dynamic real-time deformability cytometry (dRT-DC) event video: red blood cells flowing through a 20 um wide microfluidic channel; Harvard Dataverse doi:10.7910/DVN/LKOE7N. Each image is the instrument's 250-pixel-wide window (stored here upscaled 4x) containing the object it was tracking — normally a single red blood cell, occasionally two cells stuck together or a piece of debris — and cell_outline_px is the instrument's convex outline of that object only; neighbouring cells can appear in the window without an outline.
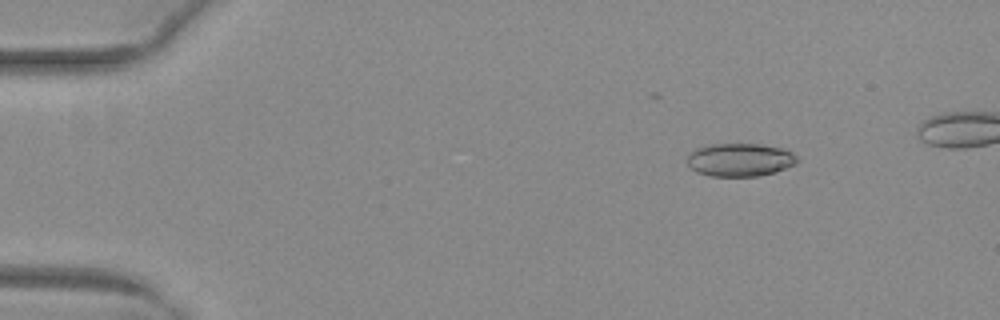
{"species": "common noctule bat (a hibernating species)", "species_latin": "Nyctalus noctula", "temperature_condition": "warm", "stored_images_in_passage": 47, "camera_frame_rate_fps": 3000, "um_per_image_px": 0.085, "animal": {"sex": "female", "body_mass_g": 29.2, "forearm_length_mm": 56.3}, "frame": {"image": 1, "passage_image": 7, "time_ms": 2.0, "image_size_px": [1000, 320], "cell_outline_px": [[796, 164], [776, 172], [756, 176], [712, 176], [696, 172], [688, 164], [688, 152], [696, 148], [712, 144], [760, 144], [784, 148], [792, 152], [796, 156]], "centroid_in_image_um": [62.89, 13.58], "position_along_channel_um": 22.1, "area_um2": 21.27}}
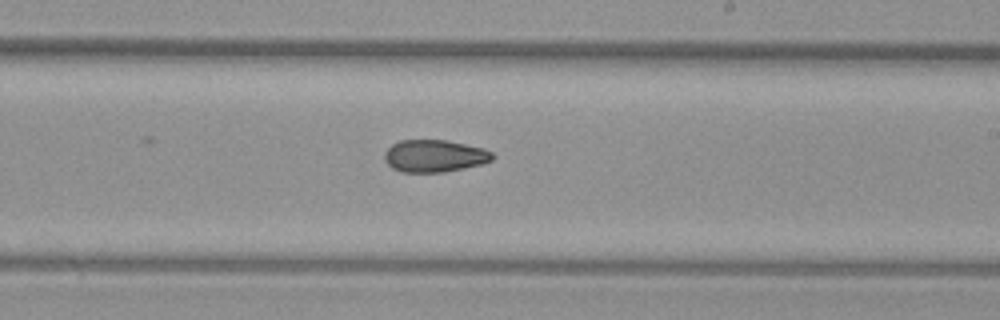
{"frame": {"image": 2, "passage_image": 31, "time_ms": 10.0, "image_size_px": [1000, 320], "cell_outline_px": [[496, 156], [492, 160], [480, 164], [464, 168], [444, 172], [400, 172], [392, 168], [384, 160], [384, 152], [392, 144], [400, 140], [448, 140], [484, 148], [492, 152]], "centroid_in_image_um": [36.93, 13.25], "position_along_channel_um": 252.1, "area_um2": 20.46}}
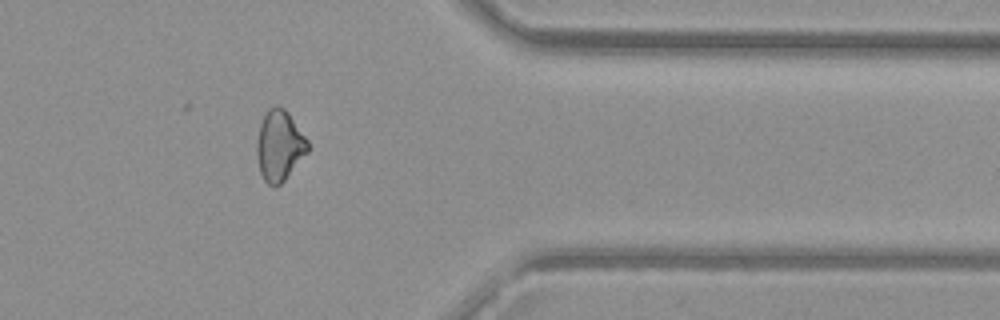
{"frame": {"image": 3, "passage_image": 42, "time_ms": 13.667, "image_size_px": [1000, 320], "cell_outline_px": [[308, 152], [284, 180], [276, 188], [272, 188], [264, 180], [260, 172], [256, 156], [256, 140], [260, 124], [268, 108], [276, 104], [284, 108], [288, 112], [308, 140]], "centroid_in_image_um": [23.73, 12.38], "position_along_channel_um": 387.7, "area_um2": 21.15}, "authors_computed_cell_mechanics": {"area_um2": 20.9814, "velocity_mm_per_s": 4.0896, "shape_relaxation_time_tau1_ms": null, "shape_relaxation_time_tau2_ms": 3.7056, "deformation_change_tau1": null, "deformation_change_tau2": 0.0977}}